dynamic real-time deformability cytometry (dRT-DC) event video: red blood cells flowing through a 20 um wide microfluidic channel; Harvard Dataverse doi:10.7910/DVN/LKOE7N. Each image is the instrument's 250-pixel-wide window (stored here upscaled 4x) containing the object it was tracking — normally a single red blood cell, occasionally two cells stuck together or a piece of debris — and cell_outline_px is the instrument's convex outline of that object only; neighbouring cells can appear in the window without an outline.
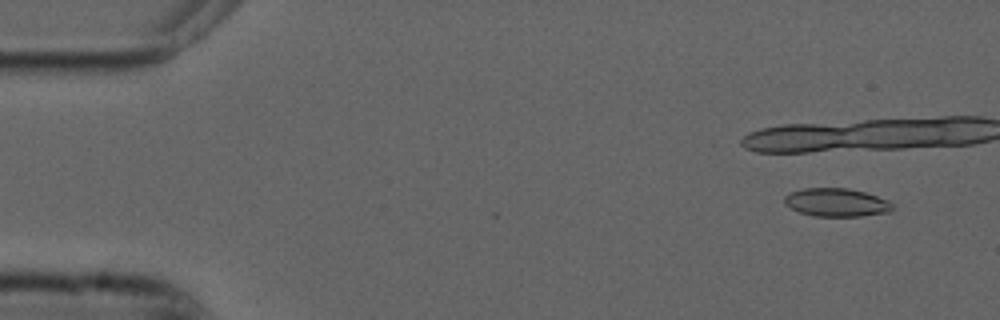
{"species": "common noctule bat (a hibernating species)", "species_latin": "Nyctalus noctula", "temperature_condition": "cold", "stored_images_in_passage": 11, "camera_frame_rate_fps": 3000, "um_per_image_px": 0.085, "animal": {"sex": "male", "forearm_length_mm": 52.5}, "frame": {"image": 1, "passage_image": 4, "time_ms": 1.0, "image_size_px": [1000, 320], "cell_outline_px": [[896, 208], [892, 212], [860, 216], [812, 216], [800, 212], [784, 204], [784, 196], [792, 192], [804, 188], [848, 188], [864, 192], [888, 200]], "centroid_in_image_um": [71.13, 17.21], "position_along_channel_um": 13.9, "area_um2": 17.86}}